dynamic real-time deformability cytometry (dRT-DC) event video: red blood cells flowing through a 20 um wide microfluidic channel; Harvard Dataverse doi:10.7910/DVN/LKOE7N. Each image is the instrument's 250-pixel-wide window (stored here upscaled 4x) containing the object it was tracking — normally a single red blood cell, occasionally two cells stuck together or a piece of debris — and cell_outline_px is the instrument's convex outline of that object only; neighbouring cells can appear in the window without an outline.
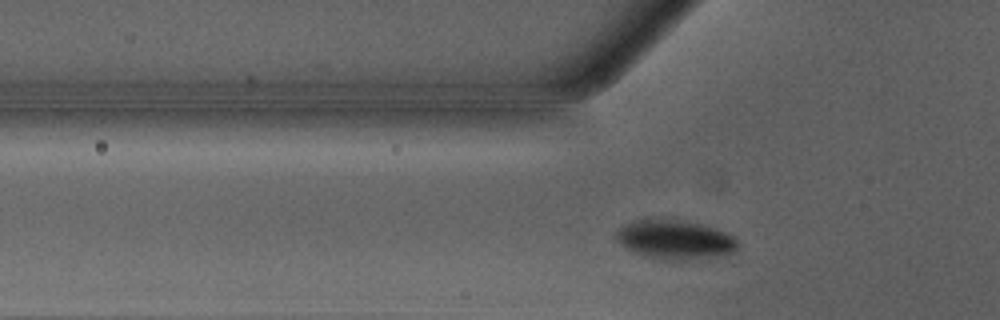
{"species": "Egyptian fruit bat (a non-hibernating species)", "species_latin": "Rousettus aegyptiacus", "temperature_condition": "warm", "stored_images_in_passage": 30, "camera_frame_rate_fps": 3000, "um_per_image_px": 0.085, "animal": {"sex": "male"}, "frame": {"image": 1, "passage_image": 3, "time_ms": 0.667, "image_size_px": [1000, 320], "cell_outline_px": [[736, 252], [708, 256], [668, 260], [664, 260], [644, 256], [632, 252], [620, 244], [616, 240], [616, 232], [620, 228], [632, 220], [680, 220], [712, 228], [724, 232], [732, 236], [736, 240]], "centroid_in_image_um": [57.28, 20.37], "position_along_channel_um": 68.5, "area_um2": 26.76}}
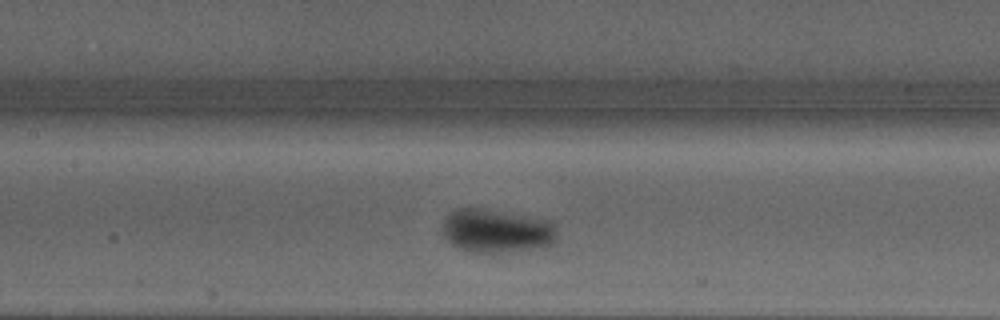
{"frame": {"image": 2, "passage_image": 10, "time_ms": 3.0, "image_size_px": [1000, 320], "cell_outline_px": [[556, 240], [552, 244], [528, 248], [500, 252], [472, 252], [460, 248], [452, 244], [440, 232], [440, 224], [444, 216], [456, 208], [484, 208], [552, 220], [556, 236]], "centroid_in_image_um": [42.12, 19.58], "position_along_channel_um": 165.3, "area_um2": 29.19}}
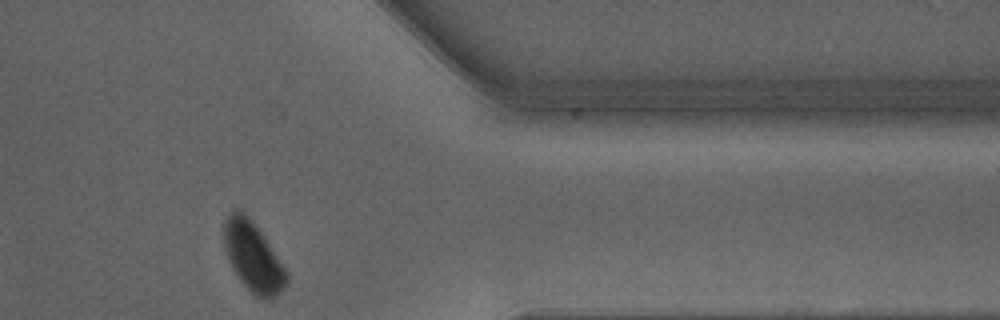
{"frame": {"image": 3, "passage_image": 27, "time_ms": 8.667, "image_size_px": [1000, 320], "cell_outline_px": [[288, 280], [280, 292], [272, 300], [264, 300], [256, 296], [240, 280], [232, 268], [224, 244], [224, 224], [228, 216], [236, 208], [240, 208], [252, 220], [264, 236], [288, 272]], "centroid_in_image_um": [21.53, 21.83], "position_along_channel_um": 389.9, "area_um2": 25.14}, "authors_computed_cell_mechanics": {"area_um2": 27.5128, "velocity_mm_per_s": 4.2088, "shape_relaxation_time_tau1_ms": 2.1103, "shape_relaxation_time_tau2_ms": null, "deformation_change_tau1": 0.0896, "deformation_change_tau2": null}}